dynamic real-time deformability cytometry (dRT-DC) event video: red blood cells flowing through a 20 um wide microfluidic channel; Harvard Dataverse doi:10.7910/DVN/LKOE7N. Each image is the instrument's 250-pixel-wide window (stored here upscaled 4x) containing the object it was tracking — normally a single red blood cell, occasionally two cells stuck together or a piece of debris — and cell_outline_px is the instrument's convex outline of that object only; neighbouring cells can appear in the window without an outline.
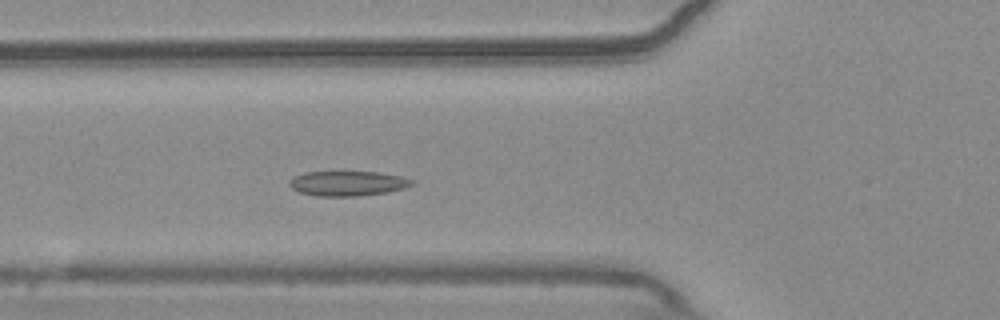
{"species": "common noctule bat (a hibernating species)", "species_latin": "Nyctalus noctula", "temperature_condition": "warm", "stored_images_in_passage": 42, "camera_frame_rate_fps": 3000, "um_per_image_px": 0.085, "animal": {"sex": "male", "body_mass_g": 20.4}, "frame": {"image": 1, "passage_image": 7, "time_ms": 2.0, "image_size_px": [1000, 320], "cell_outline_px": [[416, 184], [404, 188], [388, 192], [356, 196], [316, 196], [300, 192], [292, 188], [288, 184], [288, 180], [296, 176], [308, 172], [340, 168], [376, 172], [400, 176], [416, 180]], "centroid_in_image_um": [29.56, 15.54], "position_along_channel_um": 96.2, "area_um2": 18.73}}
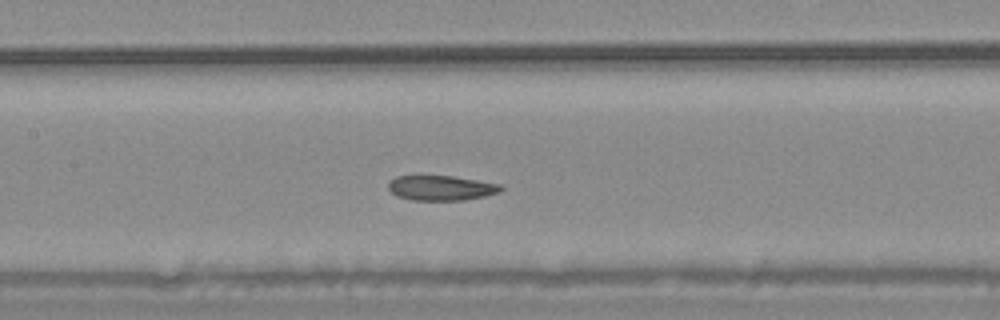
{"frame": {"image": 2, "passage_image": 13, "time_ms": 4.0, "image_size_px": [1000, 320], "cell_outline_px": [[504, 188], [500, 192], [484, 196], [464, 200], [412, 200], [396, 196], [388, 188], [388, 184], [396, 176], [452, 176], [500, 184]], "centroid_in_image_um": [37.5, 15.98], "position_along_channel_um": 169.9, "area_um2": 16.24}}
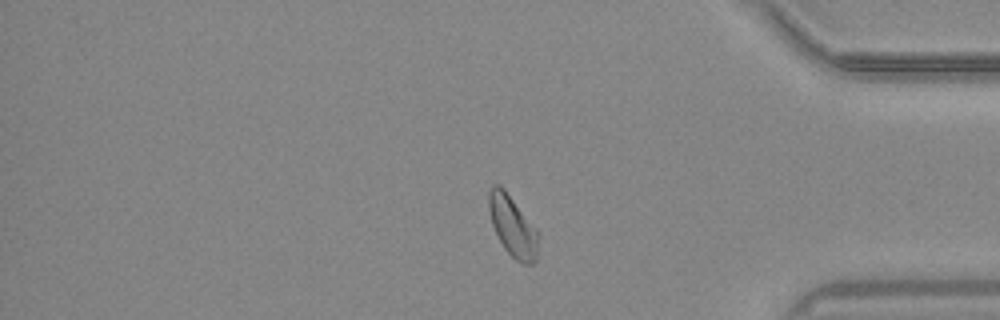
{"frame": {"image": 3, "passage_image": 33, "time_ms": 10.667, "image_size_px": [1000, 320], "cell_outline_px": [[540, 236], [536, 260], [532, 264], [520, 264], [504, 248], [492, 224], [488, 208], [488, 192], [492, 184], [500, 184], [504, 188], [540, 232]], "centroid_in_image_um": [43.6, 19.22], "position_along_channel_um": 391.6, "area_um2": 17.86}, "authors_computed_cell_mechanics": {"area_um2": 17.3689, "velocity_mm_per_s": 3.6599, "shape_relaxation_time_tau1_ms": null, "shape_relaxation_time_tau2_ms": 1.9715, "deformation_change_tau1": null, "deformation_change_tau2": 0.0526}}